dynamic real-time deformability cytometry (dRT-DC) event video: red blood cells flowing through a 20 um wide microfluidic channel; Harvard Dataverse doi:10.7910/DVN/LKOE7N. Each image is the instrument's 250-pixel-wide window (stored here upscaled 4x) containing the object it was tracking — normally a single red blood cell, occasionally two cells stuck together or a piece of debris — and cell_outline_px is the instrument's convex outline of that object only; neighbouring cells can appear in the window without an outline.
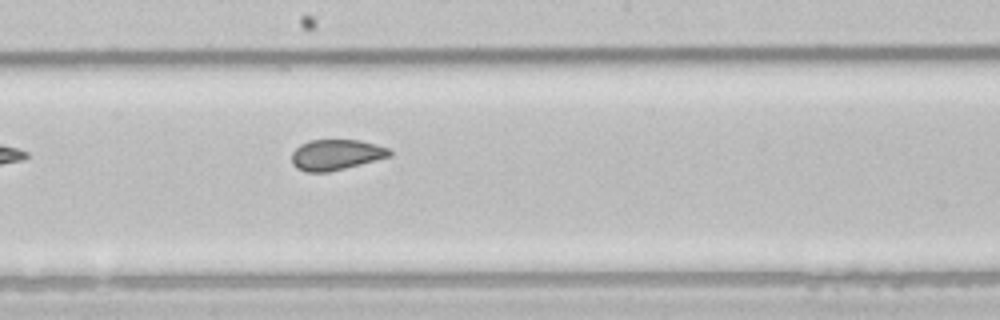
{"species": "common noctule bat (a hibernating species)", "species_latin": "Nyctalus noctula", "temperature_condition": "room temperature", "stored_images_in_passage": 8, "segment_of_instrument_passage": [1, 2], "camera_frame_rate_fps": 3000, "um_per_image_px": 0.085, "animal": {"sex": "male", "body_mass_g": 21.5, "forearm_length_mm": 52.0}, "frame": {"image": 1, "passage_image": 7, "time_ms": 2.0, "image_size_px": [1000, 320], "cell_outline_px": [[392, 156], [328, 172], [304, 172], [296, 168], [292, 164], [292, 152], [300, 144], [312, 140], [360, 140], [376, 144], [388, 148], [392, 152]], "centroid_in_image_um": [28.55, 13.15], "position_along_channel_um": 219.6, "area_um2": 17.46}}